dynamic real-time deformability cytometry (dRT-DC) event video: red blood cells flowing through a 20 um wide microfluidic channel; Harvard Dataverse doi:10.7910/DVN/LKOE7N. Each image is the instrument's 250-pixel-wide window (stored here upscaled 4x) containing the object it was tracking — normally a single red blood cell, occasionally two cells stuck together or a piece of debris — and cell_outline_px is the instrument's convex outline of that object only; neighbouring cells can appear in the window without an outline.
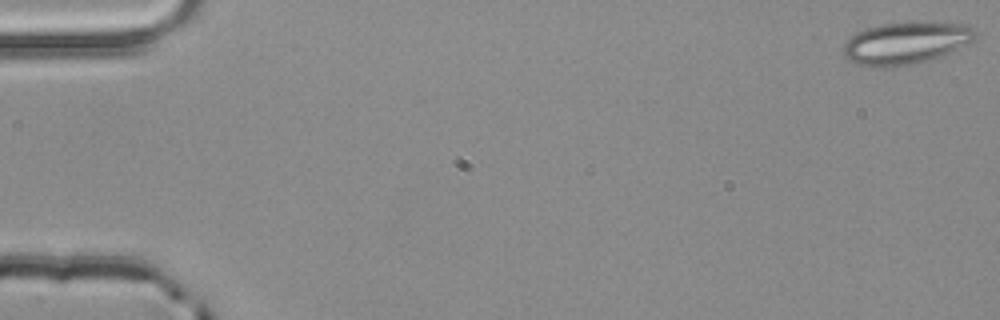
{"species": "common noctule bat (a hibernating species)", "species_latin": "Nyctalus noctula", "temperature_condition": "room temperature", "stored_images_in_passage": 54, "camera_frame_rate_fps": 3000, "um_per_image_px": 0.085, "animal": {"sex": "male", "body_mass_g": 20.4}, "frame": {"image": 1, "passage_image": 1, "time_ms": 0.0, "image_size_px": [1000, 320], "cell_outline_px": [[976, 36], [972, 40], [940, 56], [928, 60], [912, 64], [892, 68], [876, 68], [856, 64], [848, 60], [844, 56], [844, 44], [856, 32], [880, 24], [968, 24], [976, 28]], "centroid_in_image_um": [76.94, 3.7], "position_along_channel_um": 8.1, "area_um2": 31.67}}
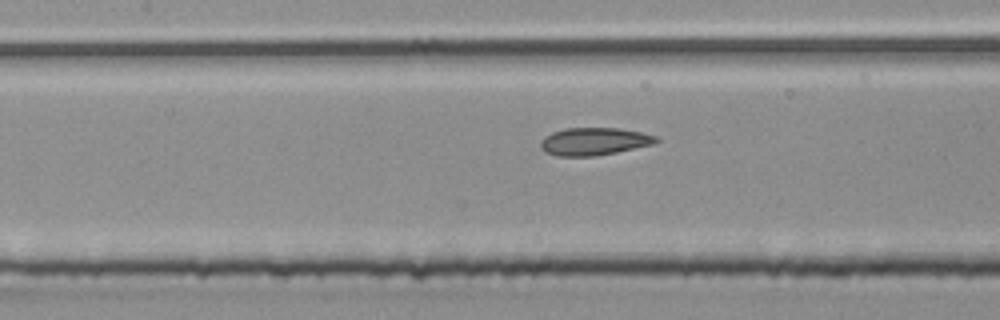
{"frame": {"image": 2, "passage_image": 25, "time_ms": 8.0, "image_size_px": [1000, 320], "cell_outline_px": [[660, 140], [652, 144], [616, 152], [592, 156], [556, 156], [544, 152], [540, 148], [540, 140], [544, 136], [552, 132], [564, 128], [620, 128], [640, 132], [656, 136]], "centroid_in_image_um": [50.43, 12.02], "position_along_channel_um": 157.0, "area_um2": 18.61}}
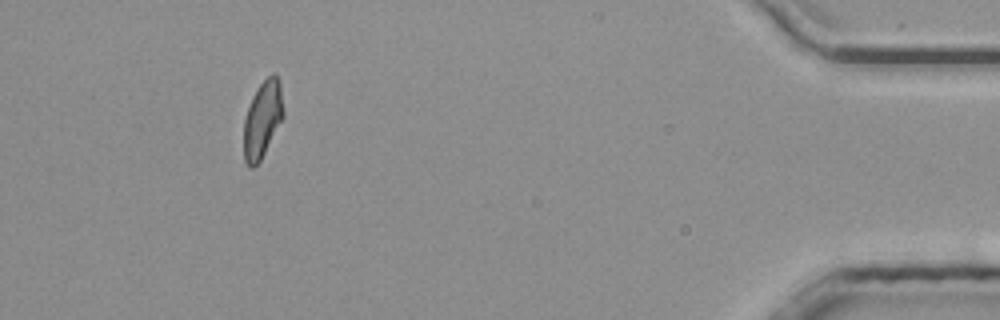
{"frame": {"image": 3, "passage_image": 50, "time_ms": 16.333, "image_size_px": [1000, 320], "cell_outline_px": [[284, 116], [260, 160], [252, 168], [248, 168], [244, 160], [244, 120], [252, 96], [256, 88], [272, 72], [276, 72], [280, 80], [284, 112]], "centroid_in_image_um": [22.32, 10.09], "position_along_channel_um": 412.9, "area_um2": 17.8}, "authors_computed_cell_mechanics": {"area_um2": 18.6116, "velocity_mm_per_s": 3.8529, "shape_relaxation_time_tau1_ms": null, "shape_relaxation_time_tau2_ms": 1.9413, "deformation_change_tau1": null, "deformation_change_tau2": 0.0935}}